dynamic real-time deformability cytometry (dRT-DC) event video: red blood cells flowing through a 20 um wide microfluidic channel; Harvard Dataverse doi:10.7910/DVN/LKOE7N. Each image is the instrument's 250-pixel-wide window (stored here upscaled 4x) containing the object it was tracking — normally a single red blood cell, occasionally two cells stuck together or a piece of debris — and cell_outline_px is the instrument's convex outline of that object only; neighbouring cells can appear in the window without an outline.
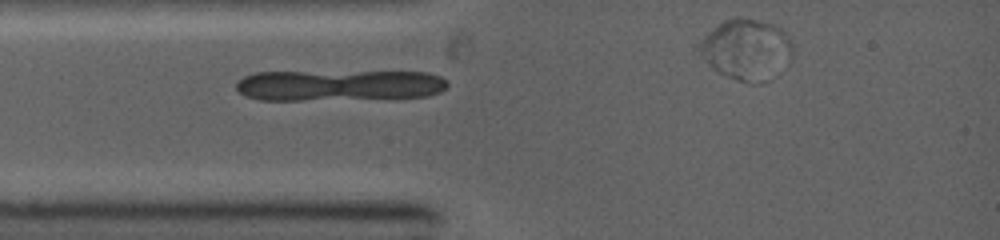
{"species": "common noctule bat (a hibernating species)", "species_latin": "Nyctalus noctula", "temperature_condition": "warm", "stored_images_in_passage": 3, "camera_frame_rate_fps": 5000, "um_per_image_px": 0.085, "animal": {"sex": "female", "body_mass_g": 19.0, "forearm_length_mm": 53.3}, "frame": {"image": 1, "passage_image": 1, "time_ms": 0.0, "image_size_px": [1000, 240], "cell_outline_px": [[792, 56], [788, 64], [768, 80], [760, 84], [752, 84], [736, 80], [712, 68], [708, 64], [700, 52], [700, 40], [708, 32], [724, 20], [736, 16], [740, 16], [776, 24], [788, 36], [792, 44]], "centroid_in_image_um": [63.48, 4.2], "position_along_channel_um": 21.5, "area_um2": 33.23}}
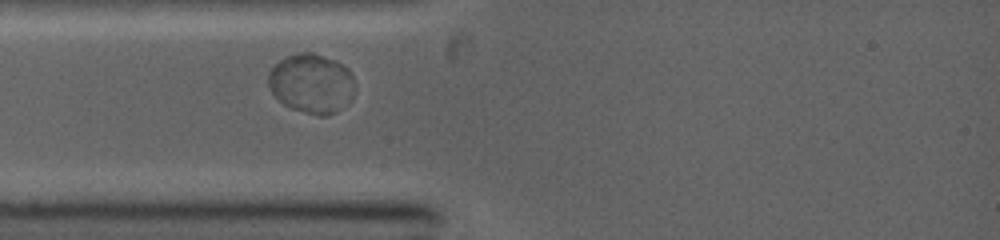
{"frame": {"image": 2, "passage_image": 3, "time_ms": 1.4, "image_size_px": [1000, 240], "cell_outline_px": [[356, 88], [352, 100], [348, 104], [328, 116], [320, 116], [292, 108], [284, 104], [268, 88], [268, 72], [284, 56], [296, 52], [312, 52], [336, 60], [348, 68], [352, 76]], "centroid_in_image_um": [26.51, 7.08], "position_along_channel_um": 58.5, "area_um2": 30.35}}